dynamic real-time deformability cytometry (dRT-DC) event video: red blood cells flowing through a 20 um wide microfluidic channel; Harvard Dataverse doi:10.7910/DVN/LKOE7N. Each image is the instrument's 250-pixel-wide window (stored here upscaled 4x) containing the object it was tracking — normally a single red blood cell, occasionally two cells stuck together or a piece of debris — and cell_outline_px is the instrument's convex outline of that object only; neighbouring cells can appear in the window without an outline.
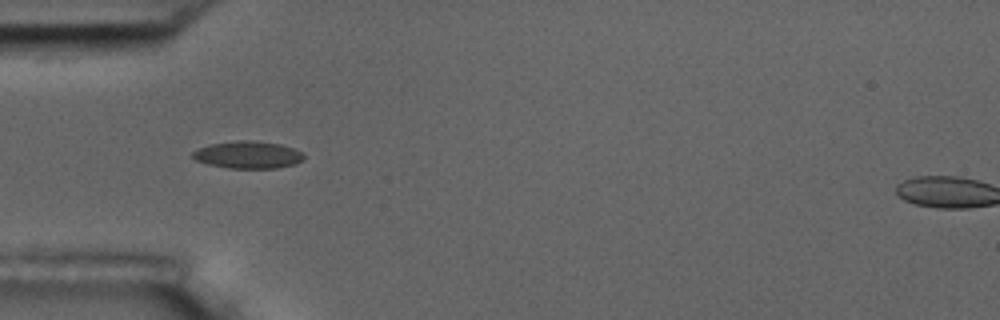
{"species": "common noctule bat (a hibernating species)", "species_latin": "Nyctalus noctula", "temperature_condition": "room temperature", "stored_images_in_passage": 2, "camera_frame_rate_fps": 3000, "um_per_image_px": 0.085, "animal": {"sex": "male", "body_mass_g": 17.5, "forearm_length_mm": 52.3}, "frame": {"image": 1, "passage_image": 1, "time_ms": 0.0, "image_size_px": [1000, 320], "cell_outline_px": [[304, 160], [296, 164], [276, 168], [228, 168], [208, 164], [196, 160], [192, 156], [192, 152], [196, 148], [208, 144], [244, 140], [248, 140], [280, 144], [292, 148], [300, 152], [304, 156]], "centroid_in_image_um": [21.05, 13.16], "position_along_channel_um": 63.9, "area_um2": 17.63}}